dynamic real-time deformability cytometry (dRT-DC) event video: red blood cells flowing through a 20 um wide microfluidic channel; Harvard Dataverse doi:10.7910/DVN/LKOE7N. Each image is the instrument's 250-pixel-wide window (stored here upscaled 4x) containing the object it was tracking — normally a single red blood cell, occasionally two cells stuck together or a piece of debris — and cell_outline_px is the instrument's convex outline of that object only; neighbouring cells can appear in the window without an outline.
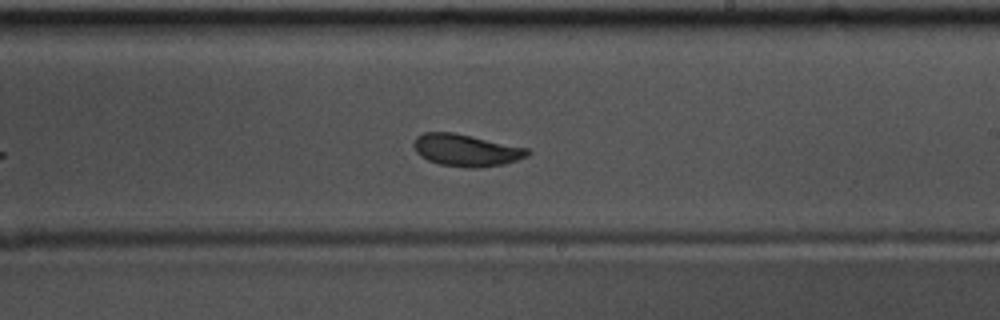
{"species": "common noctule bat (a hibernating species)", "species_latin": "Nyctalus noctula", "temperature_condition": "warm", "stored_images_in_passage": 37, "camera_frame_rate_fps": 3000, "um_per_image_px": 0.085, "animal": {"sex": "male", "body_mass_g": 17.5, "forearm_length_mm": 52.3}, "frame": {"image": 1, "passage_image": 22, "time_ms": 7.0, "image_size_px": [1000, 320], "cell_outline_px": [[532, 152], [528, 156], [504, 164], [476, 168], [468, 168], [440, 164], [428, 160], [420, 156], [416, 152], [412, 144], [416, 136], [424, 132], [452, 132], [528, 148]], "centroid_in_image_um": [39.6, 12.77], "position_along_channel_um": 249.4, "area_um2": 21.27}, "authors_computed_cell_mechanics": {"area_um2": 21.2704, "velocity_mm_per_s": 3.5933, "shape_relaxation_time_tau1_ms": 9.1285, "shape_relaxation_time_tau2_ms": 2.6408, "deformation_change_tau1": 0.275, "deformation_change_tau2": 0.0799}}